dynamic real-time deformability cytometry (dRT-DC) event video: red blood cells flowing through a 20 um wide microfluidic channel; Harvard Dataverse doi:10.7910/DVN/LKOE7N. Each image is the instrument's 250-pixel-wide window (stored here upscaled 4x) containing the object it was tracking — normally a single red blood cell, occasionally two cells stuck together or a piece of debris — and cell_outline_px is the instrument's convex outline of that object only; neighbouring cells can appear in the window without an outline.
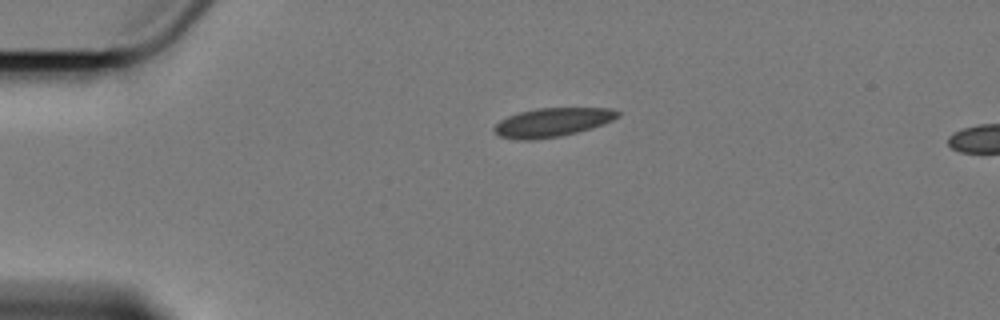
{"species": "Egyptian fruit bat (a non-hibernating species)", "species_latin": "Rousettus aegyptiacus", "temperature_condition": "cold", "stored_images_in_passage": 3, "segment_of_instrument_passage": [1, 2], "camera_frame_rate_fps": 3000, "um_per_image_px": 0.085, "animal": {"sex": "female"}, "frame": {"image": 1, "passage_image": 1, "time_ms": 0.0, "image_size_px": [1000, 320], "cell_outline_px": [[620, 116], [604, 124], [576, 132], [560, 136], [532, 140], [516, 140], [500, 136], [492, 128], [500, 120], [508, 116], [520, 112], [536, 108], [612, 108], [620, 112]], "centroid_in_image_um": [46.95, 10.39], "position_along_channel_um": 38.1, "area_um2": 20.69}}